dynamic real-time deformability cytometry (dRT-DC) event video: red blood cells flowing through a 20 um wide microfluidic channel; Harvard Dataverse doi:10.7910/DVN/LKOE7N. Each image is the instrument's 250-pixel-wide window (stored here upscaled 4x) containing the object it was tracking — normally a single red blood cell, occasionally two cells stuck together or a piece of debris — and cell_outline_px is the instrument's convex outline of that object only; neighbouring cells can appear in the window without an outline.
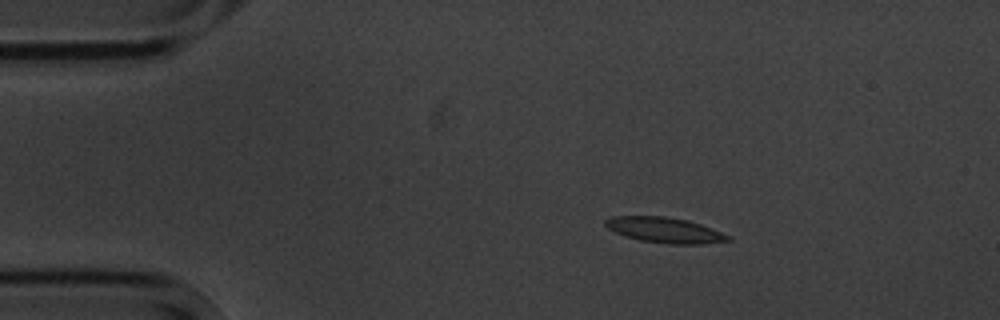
{"species": "common noctule bat (a hibernating species)", "species_latin": "Nyctalus noctula", "temperature_condition": "cold", "stored_images_in_passage": 5, "camera_frame_rate_fps": 3000, "um_per_image_px": 0.085, "animal": {"sex": "male", "body_mass_g": 20.1, "forearm_length_mm": 53.5}, "frame": {"image": 1, "passage_image": 2, "time_ms": 1.0, "image_size_px": [1000, 320], "cell_outline_px": [[732, 240], [704, 244], [668, 244], [640, 240], [624, 236], [608, 228], [604, 224], [604, 220], [612, 216], [664, 216], [688, 220], [700, 224], [732, 236]], "centroid_in_image_um": [56.51, 19.56], "position_along_channel_um": 28.5, "area_um2": 18.26}}
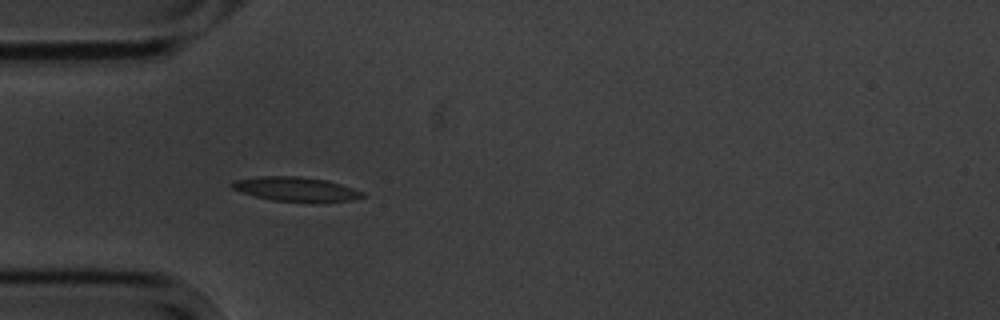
{"frame": {"image": 2, "passage_image": 4, "time_ms": 3.333, "image_size_px": [1000, 320], "cell_outline_px": [[364, 196], [352, 200], [272, 200], [240, 192], [232, 188], [232, 184], [236, 180], [256, 176], [296, 176], [328, 180], [364, 192]], "centroid_in_image_um": [25.1, 16.04], "position_along_channel_um": 59.9, "area_um2": 17.69}}
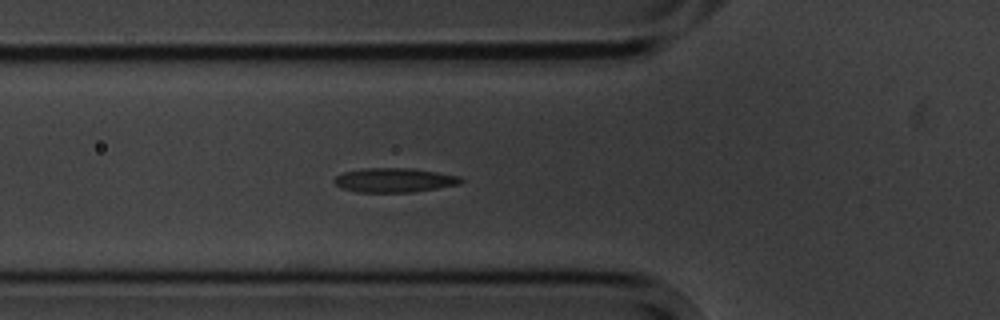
{"frame": {"image": 3, "passage_image": 5, "time_ms": 4.333, "image_size_px": [1000, 320], "cell_outline_px": [[464, 180], [460, 184], [412, 192], [356, 192], [340, 188], [332, 180], [336, 176], [344, 172], [364, 168], [412, 168], [460, 176]], "centroid_in_image_um": [33.49, 15.31], "position_along_channel_um": 92.3, "area_um2": 17.92}}